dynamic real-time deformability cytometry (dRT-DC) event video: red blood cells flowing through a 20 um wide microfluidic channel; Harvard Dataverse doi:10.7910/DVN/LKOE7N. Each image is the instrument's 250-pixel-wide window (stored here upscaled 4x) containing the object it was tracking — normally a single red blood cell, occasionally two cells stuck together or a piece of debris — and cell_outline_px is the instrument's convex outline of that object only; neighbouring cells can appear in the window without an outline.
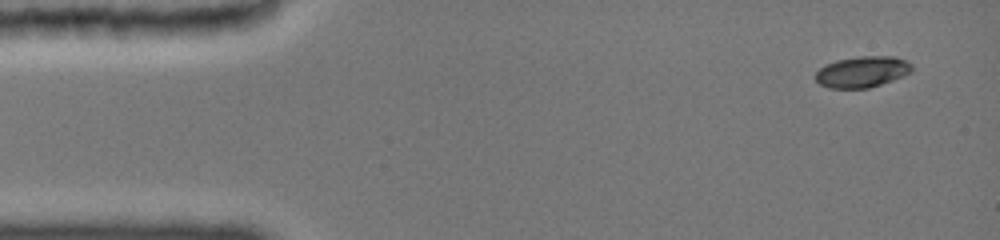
{"species": "common noctule bat (a hibernating species)", "species_latin": "Nyctalus noctula", "temperature_condition": "cold", "stored_images_in_passage": 11, "camera_frame_rate_fps": 3000, "um_per_image_px": 0.085, "animal": {"sex": "female", "body_mass_g": 19.0, "forearm_length_mm": 51.5}, "frame": {"image": 1, "passage_image": 1, "time_ms": 0.0, "image_size_px": [1000, 240], "cell_outline_px": [[912, 72], [904, 76], [868, 88], [828, 88], [820, 84], [816, 80], [816, 72], [824, 64], [836, 60], [860, 56], [896, 56], [912, 64]], "centroid_in_image_um": [73.29, 6.09], "position_along_channel_um": 11.7, "area_um2": 17.51}}
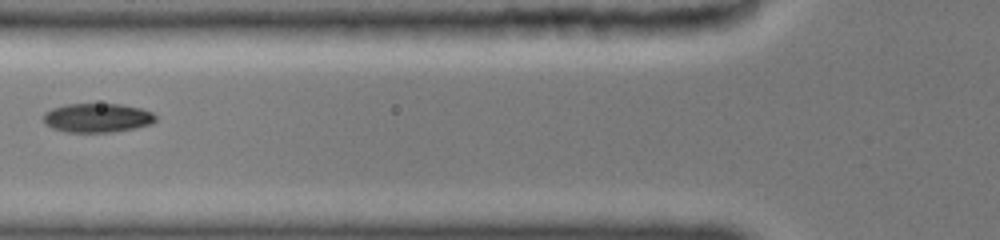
{"frame": {"image": 2, "passage_image": 8, "time_ms": 5.333, "image_size_px": [1000, 240], "cell_outline_px": [[156, 120], [148, 124], [132, 128], [104, 132], [68, 132], [56, 128], [48, 124], [44, 120], [44, 116], [52, 108], [64, 104], [120, 104], [140, 108], [152, 112], [156, 116]], "centroid_in_image_um": [8.29, 9.99], "position_along_channel_um": 117.5, "area_um2": 18.44}}
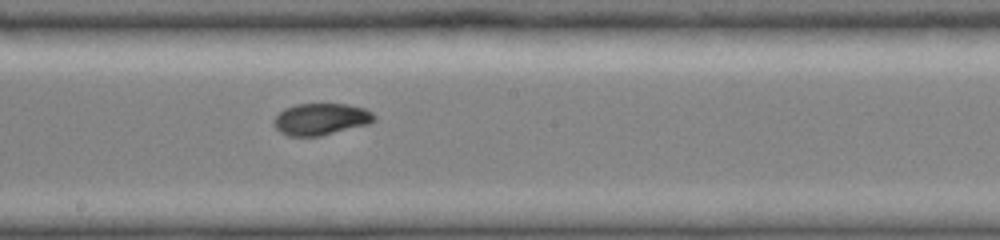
{"frame": {"image": 3, "passage_image": 11, "time_ms": 8.0, "image_size_px": [1000, 240], "cell_outline_px": [[376, 120], [368, 124], [320, 136], [288, 136], [280, 132], [276, 128], [276, 116], [284, 108], [296, 104], [348, 104], [364, 108], [372, 112], [376, 116]], "centroid_in_image_um": [27.31, 10.12], "position_along_channel_um": 220.9, "area_um2": 18.44}}